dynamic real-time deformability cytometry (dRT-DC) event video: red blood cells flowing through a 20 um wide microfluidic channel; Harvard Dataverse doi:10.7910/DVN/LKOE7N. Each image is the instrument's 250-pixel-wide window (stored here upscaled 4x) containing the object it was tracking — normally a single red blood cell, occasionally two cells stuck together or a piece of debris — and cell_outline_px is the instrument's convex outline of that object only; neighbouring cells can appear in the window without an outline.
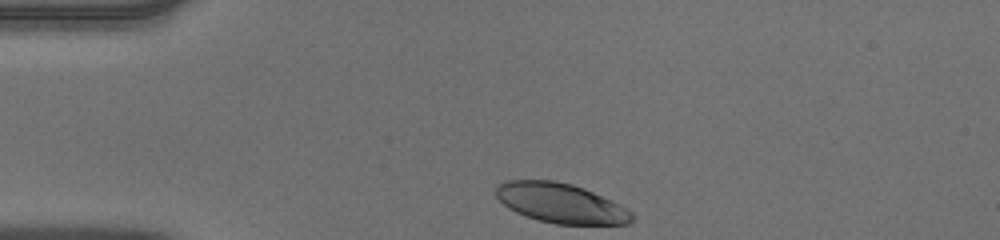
{"species": "human", "species_latin": "Homo sapiens", "temperature_condition": "warm", "stored_images_in_passage": 33, "camera_frame_rate_fps": 3000, "um_per_image_px": 0.085, "donor": {"sex": "male"}, "frame": {"image": 1, "passage_image": 1, "time_ms": 0.0, "image_size_px": [1000, 240], "cell_outline_px": [[636, 220], [628, 224], [556, 224], [524, 216], [508, 208], [496, 196], [496, 184], [508, 180], [556, 180], [572, 184], [584, 188], [612, 200], [620, 204], [632, 212], [636, 216]], "centroid_in_image_um": [47.7, 17.26], "position_along_channel_um": 37.3, "area_um2": 31.73}}
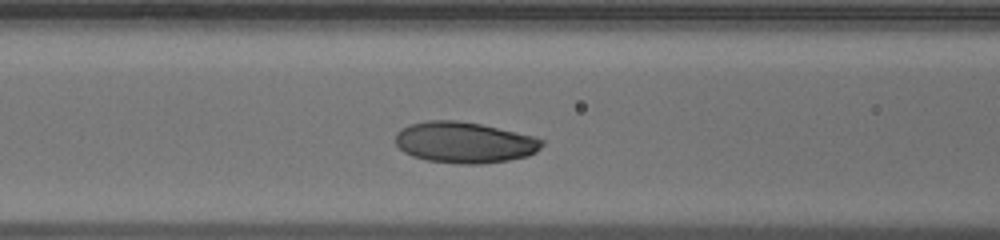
{"frame": {"image": 2, "passage_image": 11, "time_ms": 3.333, "image_size_px": [1000, 240], "cell_outline_px": [[544, 144], [536, 152], [528, 156], [508, 160], [480, 164], [460, 164], [428, 160], [412, 156], [404, 152], [396, 144], [396, 132], [400, 128], [408, 124], [428, 120], [456, 120], [480, 124], [532, 136], [544, 140]], "centroid_in_image_um": [39.45, 12.1], "position_along_channel_um": 127.2, "area_um2": 35.03}}
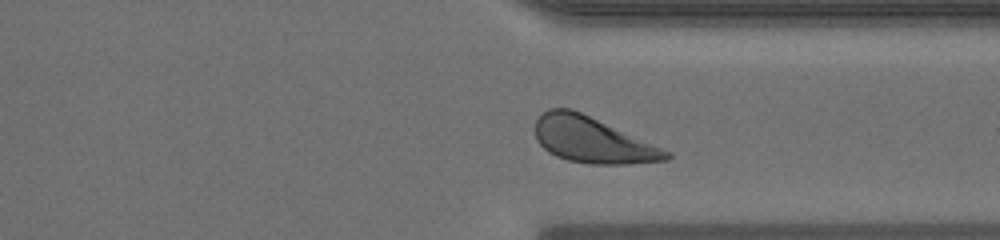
{"frame": {"image": 3, "passage_image": 29, "time_ms": 9.333, "image_size_px": [1000, 240], "cell_outline_px": [[672, 156], [668, 160], [624, 164], [592, 164], [568, 160], [556, 156], [548, 152], [536, 140], [536, 120], [548, 108], [572, 108], [672, 152]], "centroid_in_image_um": [50.36, 11.9], "position_along_channel_um": 361.0, "area_um2": 34.8}, "authors_computed_cell_mechanics": {"area_um2": 34.2176, "velocity_mm_per_s": 3.9052, "shape_relaxation_time_tau1_ms": 2.1992, "shape_relaxation_time_tau2_ms": null, "deformation_change_tau1": 0.1352, "deformation_change_tau2": null}}